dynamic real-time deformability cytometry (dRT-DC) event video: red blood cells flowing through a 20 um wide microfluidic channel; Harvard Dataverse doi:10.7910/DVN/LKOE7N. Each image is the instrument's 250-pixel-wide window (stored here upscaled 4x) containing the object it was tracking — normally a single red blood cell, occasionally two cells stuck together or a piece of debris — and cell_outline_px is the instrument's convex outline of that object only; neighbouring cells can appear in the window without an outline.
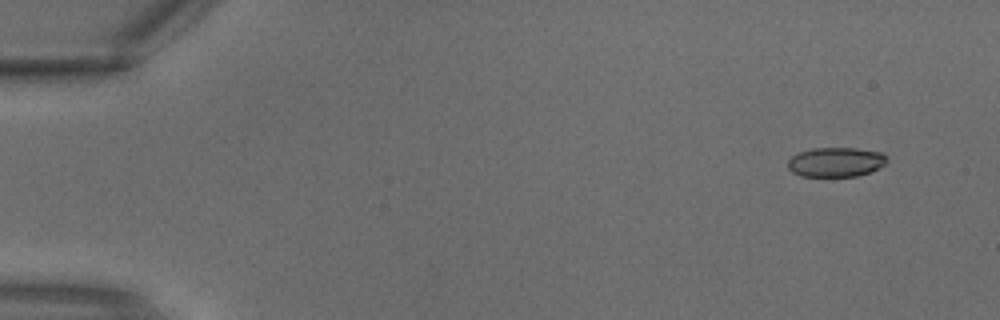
{"species": "common noctule bat (a hibernating species)", "species_latin": "Nyctalus noctula", "temperature_condition": "warm", "stored_images_in_passage": 3, "camera_frame_rate_fps": 3000, "um_per_image_px": 0.085, "animal": {"sex": "male", "body_mass_g": 18.8}, "frame": {"image": 1, "passage_image": 1, "time_ms": 0.0, "image_size_px": [1000, 320], "cell_outline_px": [[888, 160], [884, 164], [872, 172], [856, 176], [800, 176], [792, 172], [788, 168], [788, 160], [792, 156], [800, 152], [812, 148], [856, 148], [880, 152], [888, 156]], "centroid_in_image_um": [71.06, 13.77], "position_along_channel_um": 13.9, "area_um2": 17.11}}
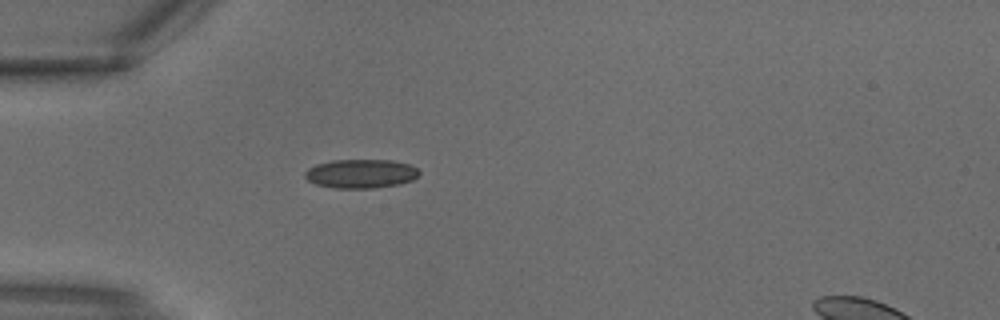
{"frame": {"image": 2, "passage_image": 3, "time_ms": 0.667, "image_size_px": [1000, 320], "cell_outline_px": [[420, 172], [412, 180], [400, 184], [376, 188], [332, 188], [316, 184], [308, 180], [304, 176], [304, 172], [308, 168], [316, 164], [332, 160], [392, 160], [408, 164], [416, 168]], "centroid_in_image_um": [30.65, 14.76], "position_along_channel_um": 54.4, "area_um2": 19.31}}